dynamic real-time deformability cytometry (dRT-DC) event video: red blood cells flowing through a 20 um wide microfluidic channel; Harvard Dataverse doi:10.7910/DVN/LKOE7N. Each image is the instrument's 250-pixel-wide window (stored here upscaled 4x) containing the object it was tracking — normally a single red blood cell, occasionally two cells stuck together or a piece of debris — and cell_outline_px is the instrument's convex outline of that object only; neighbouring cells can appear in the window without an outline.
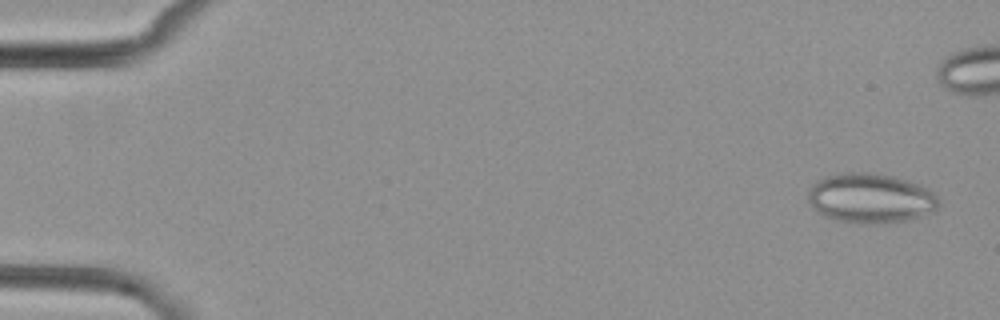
{"species": "common noctule bat (a hibernating species)", "species_latin": "Nyctalus noctula", "temperature_condition": "cold", "stored_images_in_passage": 6, "camera_frame_rate_fps": 3000, "um_per_image_px": 0.085, "animal": {"sex": "female", "body_mass_g": 29.2, "forearm_length_mm": 56.3}, "frame": {"image": 1, "passage_image": 1, "time_ms": 0.0, "image_size_px": [1000, 320], "cell_outline_px": [[940, 204], [936, 212], [904, 220], [872, 224], [860, 224], [840, 220], [828, 216], [820, 212], [808, 200], [808, 188], [816, 180], [828, 176], [852, 172], [892, 176], [908, 180], [920, 184], [932, 192], [936, 196]], "centroid_in_image_um": [74.04, 16.85], "position_along_channel_um": 11.0, "area_um2": 37.34}}